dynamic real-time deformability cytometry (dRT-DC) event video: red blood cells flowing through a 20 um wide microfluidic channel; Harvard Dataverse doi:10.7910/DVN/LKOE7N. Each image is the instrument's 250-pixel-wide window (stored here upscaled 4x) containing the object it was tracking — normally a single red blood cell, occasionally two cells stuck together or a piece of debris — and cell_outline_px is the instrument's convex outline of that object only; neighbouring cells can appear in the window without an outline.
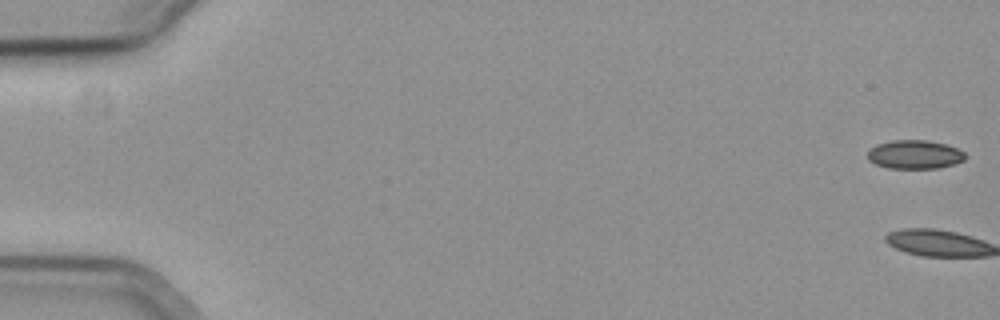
{"species": "common noctule bat (a hibernating species)", "species_latin": "Nyctalus noctula", "temperature_condition": "cold", "stored_images_in_passage": 2, "camera_frame_rate_fps": 3000, "um_per_image_px": 0.085, "animal": {"sex": "female", "body_mass_g": 19.3, "forearm_length_mm": 54.1}, "frame": {"image": 1, "passage_image": 1, "time_ms": 0.0, "image_size_px": [1000, 320], "cell_outline_px": [[968, 156], [964, 160], [956, 164], [940, 168], [888, 168], [876, 164], [868, 160], [868, 152], [876, 144], [892, 140], [928, 140], [948, 144], [964, 152]], "centroid_in_image_um": [77.79, 13.13], "position_along_channel_um": 7.2, "area_um2": 16.53}}